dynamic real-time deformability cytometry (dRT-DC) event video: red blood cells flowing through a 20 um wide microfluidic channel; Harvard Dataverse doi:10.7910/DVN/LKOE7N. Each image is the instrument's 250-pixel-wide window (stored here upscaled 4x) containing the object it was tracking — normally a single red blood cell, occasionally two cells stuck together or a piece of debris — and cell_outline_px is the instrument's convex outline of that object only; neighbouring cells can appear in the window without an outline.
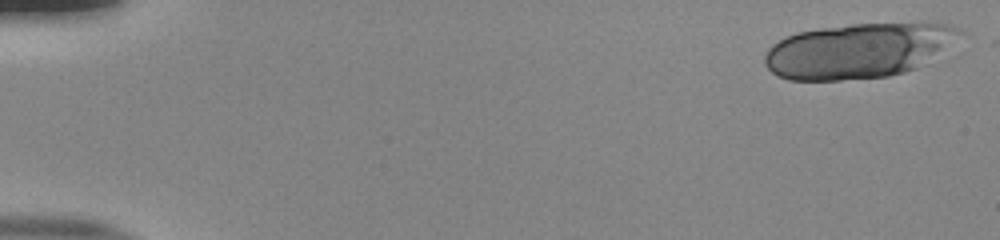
{"species": "human", "species_latin": "Homo sapiens", "temperature_condition": "room temperature", "stored_images_in_passage": 19, "camera_frame_rate_fps": 3000, "um_per_image_px": 0.085, "donor": {"sex": "male"}, "frame": {"image": 1, "passage_image": 1, "time_ms": 0.0, "image_size_px": [1000, 240], "cell_outline_px": [[964, 32], [916, 68], [904, 72], [888, 76], [840, 80], [788, 80], [776, 76], [764, 64], [764, 56], [768, 48], [772, 44], [784, 36], [796, 32], [820, 28], [852, 24], [916, 20], [920, 20], [948, 24], [960, 28]], "centroid_in_image_um": [72.92, 4.26], "position_along_channel_um": 12.1, "area_um2": 63.12}}
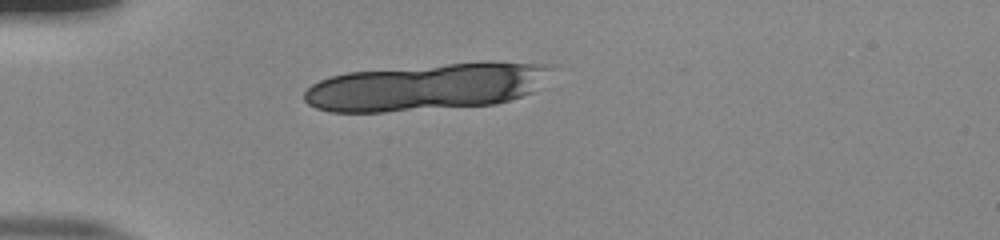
{"frame": {"image": 2, "passage_image": 14, "time_ms": 4.333, "image_size_px": [1000, 240], "cell_outline_px": [[552, 68], [532, 92], [496, 104], [384, 112], [328, 112], [316, 108], [308, 104], [304, 100], [304, 92], [312, 84], [320, 80], [332, 76], [348, 72], [488, 60], [492, 60], [552, 64]], "centroid_in_image_um": [36.24, 7.37], "position_along_channel_um": 48.8, "area_um2": 67.86}}